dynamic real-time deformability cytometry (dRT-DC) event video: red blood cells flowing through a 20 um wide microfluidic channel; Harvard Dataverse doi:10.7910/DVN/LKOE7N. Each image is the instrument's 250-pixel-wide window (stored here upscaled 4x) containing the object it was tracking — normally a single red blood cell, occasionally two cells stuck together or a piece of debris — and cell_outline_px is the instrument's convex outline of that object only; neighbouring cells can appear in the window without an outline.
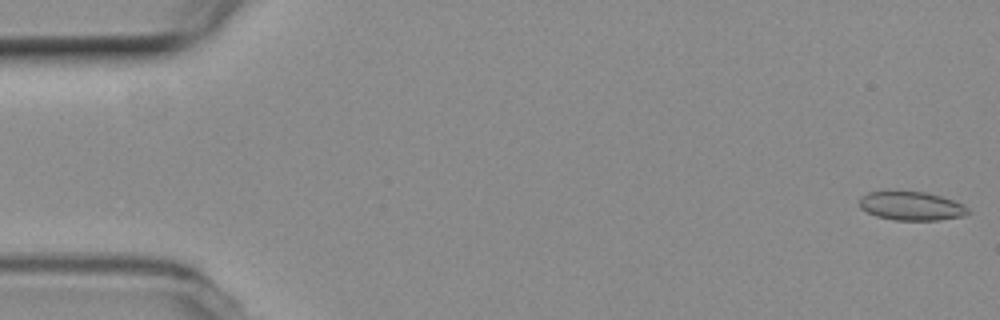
{"species": "common noctule bat (a hibernating species)", "species_latin": "Nyctalus noctula", "temperature_condition": "room temperature", "stored_images_in_passage": 55, "camera_frame_rate_fps": 3000, "um_per_image_px": 0.085, "animal": {"sex": "female", "body_mass_g": 19.3, "forearm_length_mm": 54.1}, "frame": {"image": 1, "passage_image": 1, "time_ms": 0.0, "image_size_px": [1000, 320], "cell_outline_px": [[968, 212], [964, 216], [940, 220], [896, 220], [876, 216], [860, 208], [860, 196], [868, 192], [924, 192], [940, 196], [964, 204], [968, 208]], "centroid_in_image_um": [77.47, 17.52], "position_along_channel_um": 7.5, "area_um2": 17.98}}
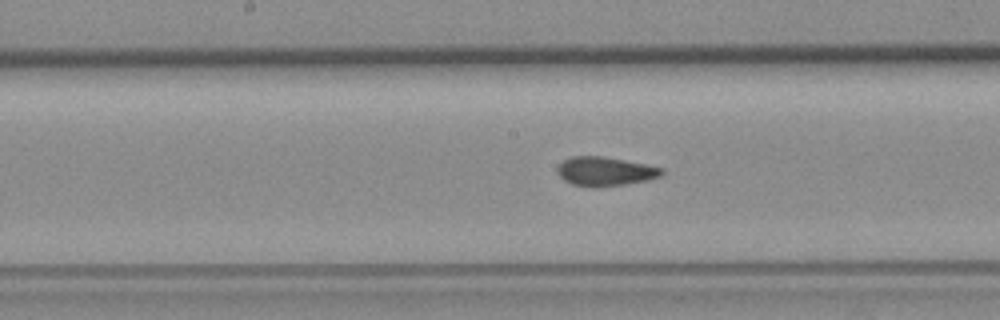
{"frame": {"image": 2, "passage_image": 27, "time_ms": 8.667, "image_size_px": [1000, 320], "cell_outline_px": [[664, 172], [660, 176], [648, 180], [624, 184], [596, 188], [592, 188], [572, 184], [564, 180], [556, 172], [556, 168], [564, 160], [572, 156], [604, 156], [664, 168]], "centroid_in_image_um": [51.41, 14.57], "position_along_channel_um": 196.8, "area_um2": 17.74}}
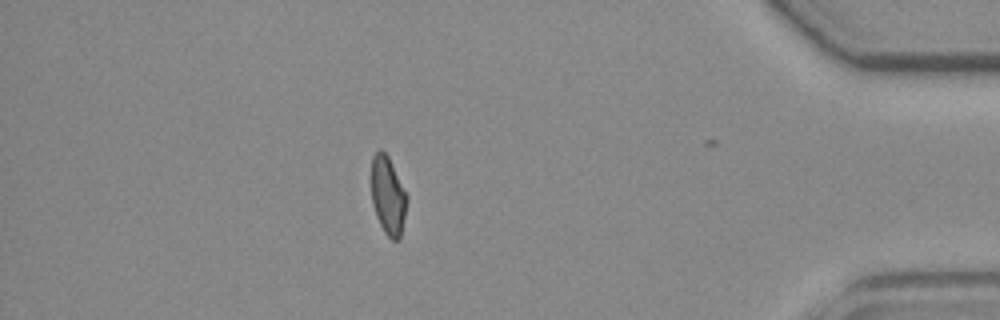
{"frame": {"image": 3, "passage_image": 47, "time_ms": 15.333, "image_size_px": [1000, 320], "cell_outline_px": [[408, 200], [400, 240], [392, 240], [384, 232], [376, 216], [372, 204], [372, 156], [380, 148], [388, 156], [408, 196]], "centroid_in_image_um": [32.99, 16.65], "position_along_channel_um": 402.2, "area_um2": 16.24}, "authors_computed_cell_mechanics": {"area_um2": 17.629, "velocity_mm_per_s": 3.8017, "shape_relaxation_time_tau1_ms": null, "shape_relaxation_time_tau2_ms": 0.9749, "deformation_change_tau1": null, "deformation_change_tau2": 0.0782}}